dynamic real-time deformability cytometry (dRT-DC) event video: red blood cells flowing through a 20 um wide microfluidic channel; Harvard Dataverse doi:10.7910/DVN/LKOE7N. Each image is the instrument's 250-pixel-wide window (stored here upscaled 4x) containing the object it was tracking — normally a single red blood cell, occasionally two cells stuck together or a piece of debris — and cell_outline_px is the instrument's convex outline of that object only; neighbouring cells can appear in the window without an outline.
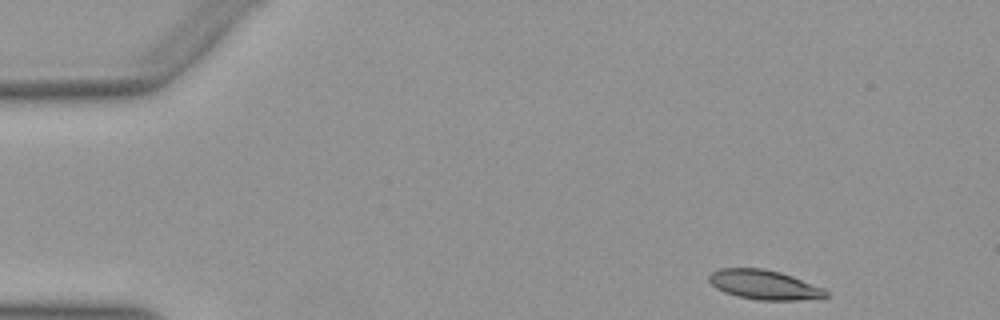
{"species": "Egyptian fruit bat (a non-hibernating species)", "species_latin": "Rousettus aegyptiacus", "temperature_condition": "warm", "stored_images_in_passage": 39, "camera_frame_rate_fps": 3000, "um_per_image_px": 0.085, "animal": {"sex": "female"}, "frame": {"image": 1, "passage_image": 1, "time_ms": 0.0, "image_size_px": [1000, 320], "cell_outline_px": [[828, 296], [800, 300], [756, 300], [736, 296], [724, 292], [716, 288], [708, 280], [708, 276], [712, 272], [720, 268], [764, 268], [780, 272], [792, 276], [824, 288], [828, 292]], "centroid_in_image_um": [64.93, 24.2], "position_along_channel_um": 20.1, "area_um2": 20.11}}
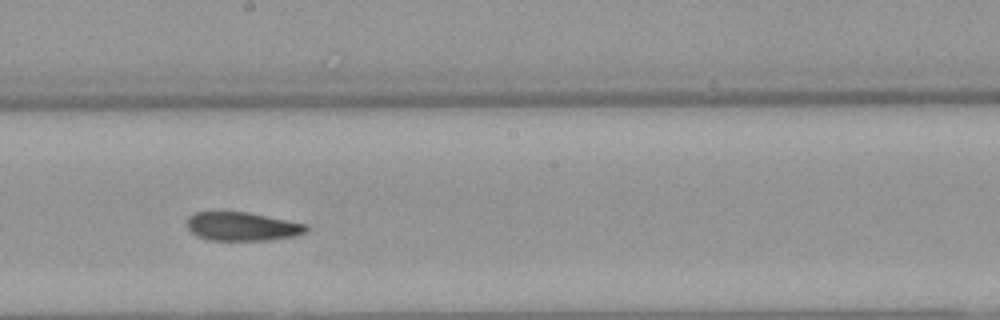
{"frame": {"image": 2, "passage_image": 24, "time_ms": 7.667, "image_size_px": [1000, 320], "cell_outline_px": [[308, 232], [296, 236], [268, 240], [208, 240], [192, 232], [184, 224], [188, 216], [196, 212], [248, 212], [308, 224]], "centroid_in_image_um": [20.61, 19.25], "position_along_channel_um": 227.6, "area_um2": 20.06}}
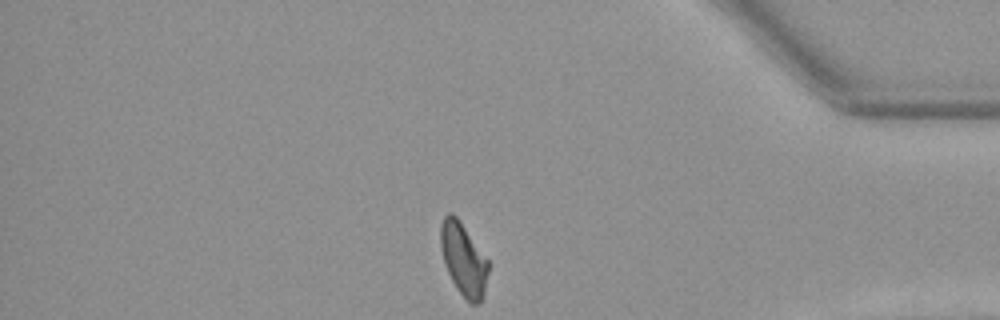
{"frame": {"image": 3, "passage_image": 39, "time_ms": 12.667, "image_size_px": [1000, 320], "cell_outline_px": [[488, 272], [484, 292], [480, 304], [468, 304], [456, 288], [444, 264], [440, 248], [440, 224], [444, 216], [448, 212], [452, 212], [460, 220], [488, 260]], "centroid_in_image_um": [39.37, 22.04], "position_along_channel_um": 395.8, "area_um2": 20.4}, "authors_computed_cell_mechanics": {"area_um2": 20.9814, "velocity_mm_per_s": 3.9665, "shape_relaxation_time_tau1_ms": null, "shape_relaxation_time_tau2_ms": 5.6002, "deformation_change_tau1": null, "deformation_change_tau2": 0.1321}}